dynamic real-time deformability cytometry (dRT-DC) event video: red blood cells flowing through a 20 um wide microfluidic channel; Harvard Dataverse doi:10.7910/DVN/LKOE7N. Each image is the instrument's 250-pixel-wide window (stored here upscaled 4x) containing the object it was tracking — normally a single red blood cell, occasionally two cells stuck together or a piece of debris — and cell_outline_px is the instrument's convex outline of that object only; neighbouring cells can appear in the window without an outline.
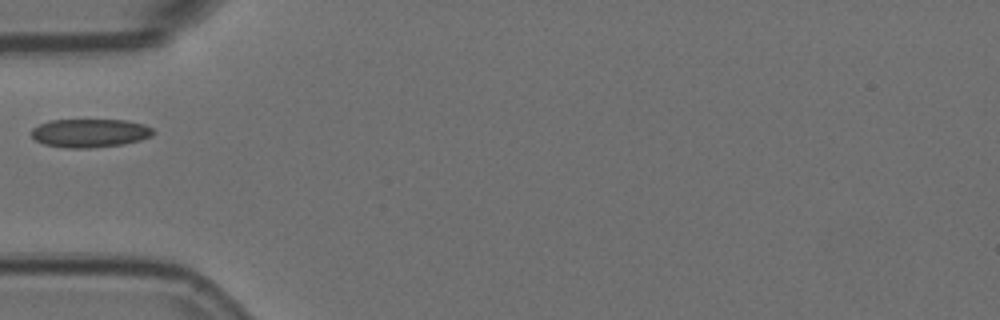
{"species": "Egyptian fruit bat (a non-hibernating species)", "species_latin": "Rousettus aegyptiacus", "temperature_condition": "room temperature", "stored_images_in_passage": 5, "camera_frame_rate_fps": 3000, "um_per_image_px": 0.085, "animal": {"sex": "female"}, "frame": {"image": 1, "passage_image": 5, "time_ms": 1.333, "image_size_px": [1000, 320], "cell_outline_px": [[156, 132], [152, 136], [140, 140], [120, 144], [92, 148], [68, 148], [44, 144], [36, 140], [32, 136], [32, 128], [40, 124], [52, 120], [128, 120], [144, 124], [152, 128]], "centroid_in_image_um": [7.67, 11.3], "position_along_channel_um": 77.3, "area_um2": 20.17}}